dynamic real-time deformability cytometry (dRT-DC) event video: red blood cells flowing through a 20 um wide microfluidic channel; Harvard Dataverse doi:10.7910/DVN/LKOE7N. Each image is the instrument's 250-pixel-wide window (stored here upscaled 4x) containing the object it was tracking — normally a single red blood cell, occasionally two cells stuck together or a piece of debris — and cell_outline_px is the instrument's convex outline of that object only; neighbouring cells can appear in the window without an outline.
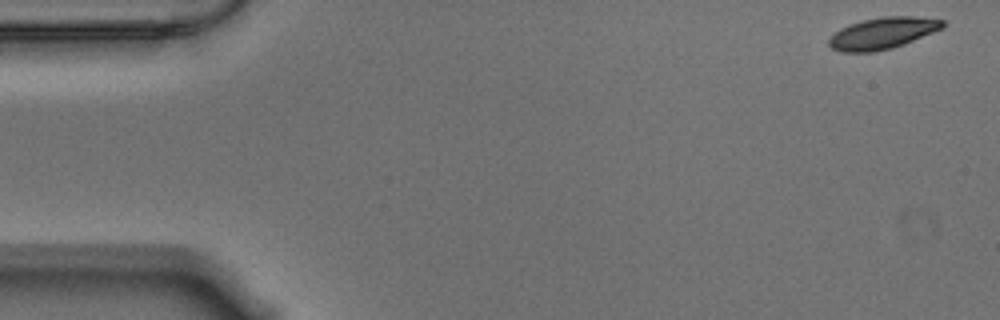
{"species": "Egyptian fruit bat (a non-hibernating species)", "species_latin": "Rousettus aegyptiacus", "temperature_condition": "warm", "stored_images_in_passage": 13, "camera_frame_rate_fps": 3000, "um_per_image_px": 0.085, "animal": {"sex": "male"}, "frame": {"image": 1, "passage_image": 1, "time_ms": 0.0, "image_size_px": [1000, 320], "cell_outline_px": [[944, 28], [904, 44], [892, 48], [872, 52], [840, 52], [832, 48], [828, 44], [828, 40], [840, 28], [848, 24], [864, 20], [884, 16], [916, 16], [944, 20]], "centroid_in_image_um": [75.03, 2.82], "position_along_channel_um": 10.0, "area_um2": 20.92}}